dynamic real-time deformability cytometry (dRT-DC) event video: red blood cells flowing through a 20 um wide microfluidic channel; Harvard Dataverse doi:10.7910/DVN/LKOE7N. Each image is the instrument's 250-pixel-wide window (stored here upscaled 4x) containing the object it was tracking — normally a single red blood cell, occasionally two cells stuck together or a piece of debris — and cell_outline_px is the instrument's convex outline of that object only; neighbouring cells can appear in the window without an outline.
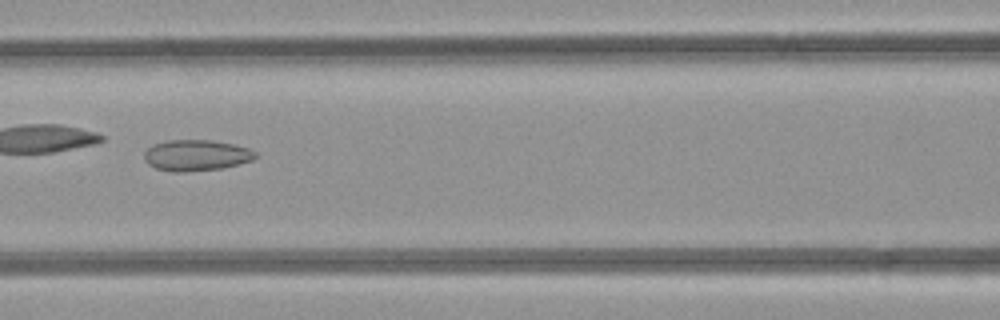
{"species": "common noctule bat (a hibernating species)", "species_latin": "Nyctalus noctula", "temperature_condition": "room temperature", "stored_images_in_passage": 3, "camera_frame_rate_fps": 3000, "um_per_image_px": 0.085, "animal": {"sex": "female", "body_mass_g": 21.9}, "frame": {"image": 1, "passage_image": 3, "time_ms": 2.333, "image_size_px": [1000, 320], "cell_outline_px": [[256, 156], [252, 160], [220, 168], [180, 172], [172, 172], [156, 168], [148, 164], [144, 160], [144, 152], [152, 144], [168, 140], [212, 140], [232, 144], [248, 148], [256, 152]], "centroid_in_image_um": [16.63, 13.19], "position_along_channel_um": 150.0, "area_um2": 19.94}}